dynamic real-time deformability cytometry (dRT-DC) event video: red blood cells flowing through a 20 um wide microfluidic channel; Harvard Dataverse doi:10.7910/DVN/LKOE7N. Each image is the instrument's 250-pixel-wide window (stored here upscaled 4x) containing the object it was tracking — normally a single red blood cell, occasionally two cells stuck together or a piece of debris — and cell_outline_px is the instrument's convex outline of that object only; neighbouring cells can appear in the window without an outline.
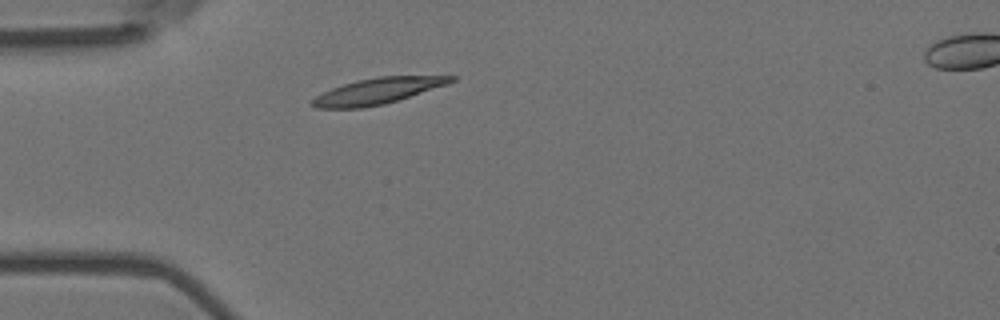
{"species": "Egyptian fruit bat (a non-hibernating species)", "species_latin": "Rousettus aegyptiacus", "temperature_condition": "room temperature", "stored_images_in_passage": 2, "camera_frame_rate_fps": 3000, "um_per_image_px": 0.085, "animal": {"sex": "female"}, "frame": {"image": 1, "passage_image": 1, "time_ms": 0.0, "image_size_px": [1000, 320], "cell_outline_px": [[460, 76], [456, 80], [448, 84], [384, 104], [360, 108], [316, 108], [308, 104], [316, 96], [332, 88], [344, 84], [376, 76]], "centroid_in_image_um": [32.1, 7.73], "position_along_channel_um": 52.9, "area_um2": 20.81}}